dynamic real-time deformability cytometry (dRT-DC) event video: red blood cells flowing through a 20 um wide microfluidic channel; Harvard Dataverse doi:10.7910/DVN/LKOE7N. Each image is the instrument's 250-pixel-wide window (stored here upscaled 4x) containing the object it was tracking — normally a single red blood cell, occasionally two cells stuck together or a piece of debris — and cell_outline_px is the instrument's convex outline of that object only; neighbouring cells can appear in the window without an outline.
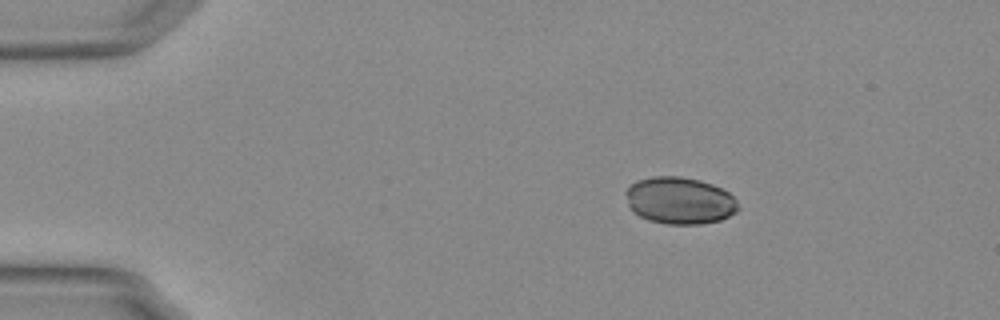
{"species": "Egyptian fruit bat (a non-hibernating species)", "species_latin": "Rousettus aegyptiacus", "temperature_condition": "warm", "stored_images_in_passage": 42, "camera_frame_rate_fps": 3000, "um_per_image_px": 0.085, "animal": {"sex": "female"}, "frame": {"image": 1, "passage_image": 1, "time_ms": 0.0, "image_size_px": [1000, 320], "cell_outline_px": [[740, 208], [736, 212], [720, 220], [700, 224], [668, 224], [648, 220], [632, 212], [628, 204], [624, 192], [636, 180], [652, 176], [680, 176], [700, 180], [712, 184], [728, 192], [736, 200]], "centroid_in_image_um": [57.75, 17.04], "position_along_channel_um": 27.2, "area_um2": 30.92}}
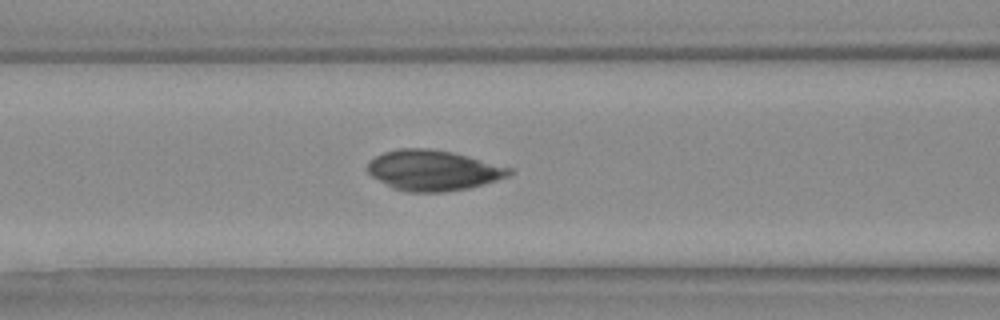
{"frame": {"image": 2, "passage_image": 15, "time_ms": 4.667, "image_size_px": [1000, 320], "cell_outline_px": [[516, 172], [508, 176], [484, 184], [468, 188], [444, 192], [408, 192], [396, 188], [372, 176], [368, 172], [368, 164], [376, 156], [384, 152], [400, 148], [428, 148], [452, 152], [512, 168]], "centroid_in_image_um": [36.86, 14.47], "position_along_channel_um": 129.7, "area_um2": 33.0}}
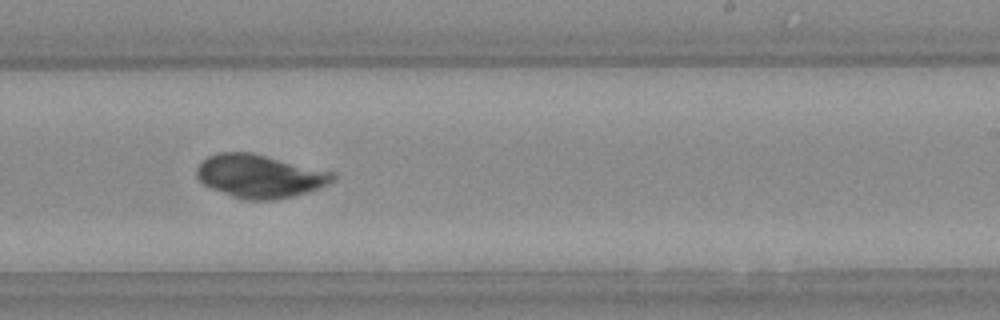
{"frame": {"image": 3, "passage_image": 26, "time_ms": 8.333, "image_size_px": [1000, 320], "cell_outline_px": [[336, 180], [328, 184], [308, 192], [292, 196], [272, 200], [240, 200], [212, 188], [204, 184], [196, 176], [196, 168], [208, 156], [216, 152], [252, 152], [336, 172]], "centroid_in_image_um": [22.11, 14.97], "position_along_channel_um": 266.9, "area_um2": 34.56}}